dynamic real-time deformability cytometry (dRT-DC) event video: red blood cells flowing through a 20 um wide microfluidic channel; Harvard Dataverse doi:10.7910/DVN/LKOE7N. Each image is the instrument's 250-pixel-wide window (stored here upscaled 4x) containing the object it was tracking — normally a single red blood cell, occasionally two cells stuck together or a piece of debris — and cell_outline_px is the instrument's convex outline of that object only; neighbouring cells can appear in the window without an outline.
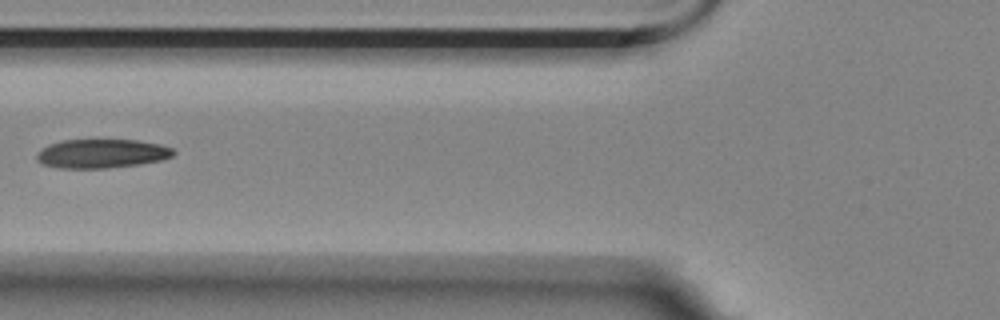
{"species": "Egyptian fruit bat (a non-hibernating species)", "species_latin": "Rousettus aegyptiacus", "temperature_condition": "room temperature", "stored_images_in_passage": 6, "camera_frame_rate_fps": 3000, "um_per_image_px": 0.085, "animal": {"sex": "female"}, "frame": {"image": 1, "passage_image": 5, "time_ms": 1.333, "image_size_px": [1000, 320], "cell_outline_px": [[176, 152], [172, 156], [160, 160], [140, 164], [104, 168], [60, 168], [44, 164], [36, 160], [36, 156], [40, 148], [48, 144], [60, 140], [136, 140], [160, 144], [172, 148]], "centroid_in_image_um": [8.62, 13.05], "position_along_channel_um": 117.2, "area_um2": 23.06}}
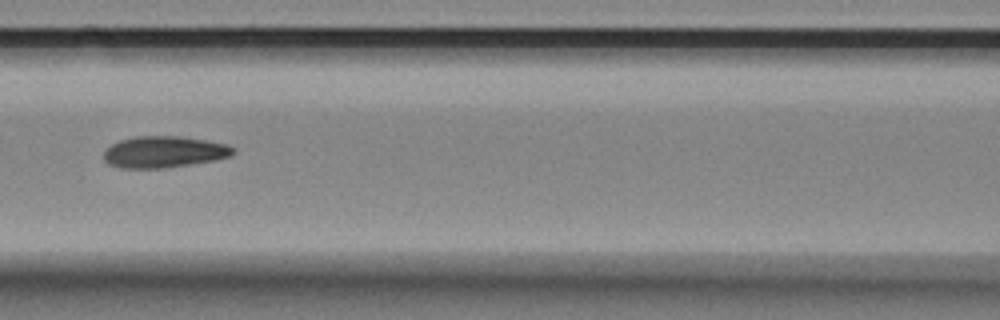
{"frame": {"image": 2, "passage_image": 6, "time_ms": 1.667, "image_size_px": [1000, 320], "cell_outline_px": [[236, 152], [232, 156], [216, 160], [164, 168], [120, 168], [108, 164], [104, 160], [104, 152], [112, 144], [120, 140], [136, 136], [180, 136], [228, 144]], "centroid_in_image_um": [13.95, 12.92], "position_along_channel_um": 152.7, "area_um2": 23.76}}